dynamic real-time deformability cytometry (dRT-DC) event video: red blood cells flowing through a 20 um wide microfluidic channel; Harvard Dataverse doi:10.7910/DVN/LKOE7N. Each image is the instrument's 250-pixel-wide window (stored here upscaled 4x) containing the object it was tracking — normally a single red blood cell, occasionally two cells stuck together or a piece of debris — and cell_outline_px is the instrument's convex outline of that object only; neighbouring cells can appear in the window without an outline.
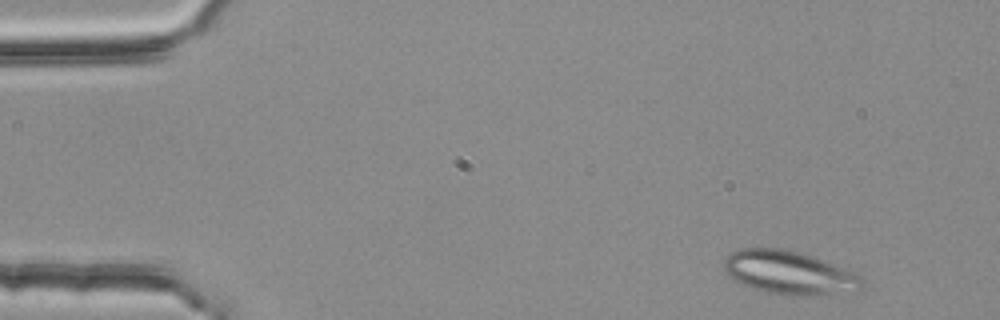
{"species": "common noctule bat (a hibernating species)", "species_latin": "Nyctalus noctula", "temperature_condition": "room temperature", "stored_images_in_passage": 50, "camera_frame_rate_fps": 3000, "um_per_image_px": 0.085, "animal": {"sex": "female", "body_mass_g": 25.1}, "frame": {"image": 1, "passage_image": 3, "time_ms": 0.667, "image_size_px": [1000, 320], "cell_outline_px": [[868, 280], [856, 292], [800, 296], [788, 296], [764, 292], [752, 288], [736, 280], [724, 268], [724, 260], [736, 248], [784, 248], [824, 260], [864, 276]], "centroid_in_image_um": [67.16, 23.19], "position_along_channel_um": 17.8, "area_um2": 35.2}}
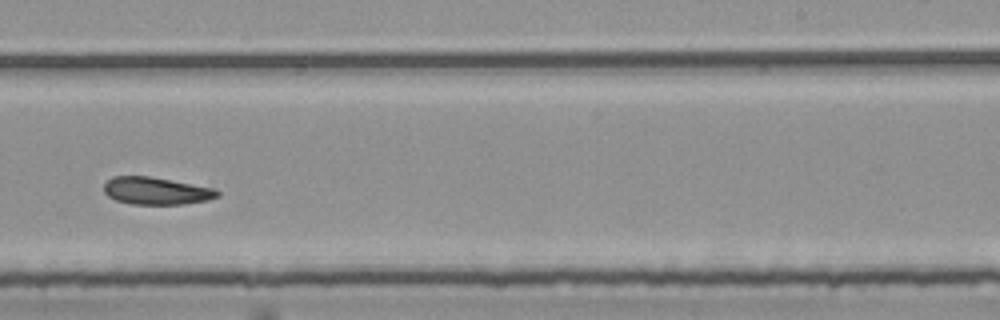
{"frame": {"image": 2, "passage_image": 32, "time_ms": 10.333, "image_size_px": [1000, 320], "cell_outline_px": [[220, 196], [208, 200], [180, 204], [132, 204], [116, 200], [108, 196], [104, 192], [104, 184], [112, 176], [148, 176], [216, 188], [220, 192]], "centroid_in_image_um": [13.29, 16.22], "position_along_channel_um": 275.7, "area_um2": 18.09}}
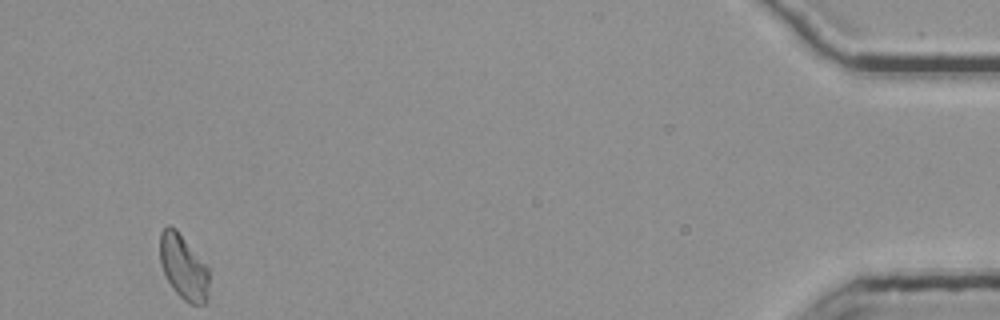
{"frame": {"image": 3, "passage_image": 50, "time_ms": 16.333, "image_size_px": [1000, 320], "cell_outline_px": [[208, 304], [188, 304], [172, 288], [164, 276], [160, 264], [160, 232], [168, 224], [176, 228], [208, 264]], "centroid_in_image_um": [15.6, 22.69], "position_along_channel_um": 419.6, "area_um2": 19.13}, "authors_computed_cell_mechanics": {"area_um2": 19.2763, "velocity_mm_per_s": 3.729, "shape_relaxation_time_tau1_ms": null, "shape_relaxation_time_tau2_ms": 7.4509, "deformation_change_tau1": null, "deformation_change_tau2": 0.1615}}